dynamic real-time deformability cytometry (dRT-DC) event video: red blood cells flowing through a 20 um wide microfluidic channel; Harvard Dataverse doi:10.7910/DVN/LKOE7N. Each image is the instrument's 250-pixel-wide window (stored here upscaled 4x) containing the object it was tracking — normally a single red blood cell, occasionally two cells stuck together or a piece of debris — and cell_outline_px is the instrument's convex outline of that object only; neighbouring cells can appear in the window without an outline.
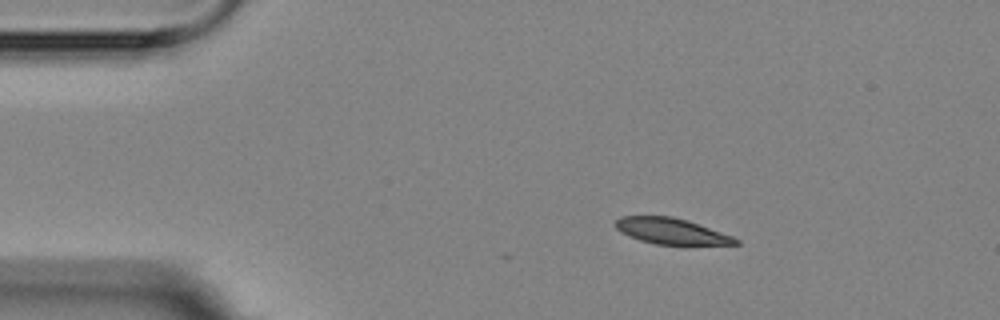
{"species": "Egyptian fruit bat (a non-hibernating species)", "species_latin": "Rousettus aegyptiacus", "temperature_condition": "room temperature", "stored_images_in_passage": 3, "camera_frame_rate_fps": 3000, "um_per_image_px": 0.085, "animal": {"sex": "female"}, "frame": {"image": 1, "passage_image": 2, "time_ms": 1.0, "image_size_px": [1000, 320], "cell_outline_px": [[740, 244], [656, 244], [640, 240], [628, 236], [620, 232], [612, 224], [620, 216], [672, 216], [688, 220], [732, 236], [740, 240]], "centroid_in_image_um": [57.0, 19.63], "position_along_channel_um": 28.0, "area_um2": 18.09}}